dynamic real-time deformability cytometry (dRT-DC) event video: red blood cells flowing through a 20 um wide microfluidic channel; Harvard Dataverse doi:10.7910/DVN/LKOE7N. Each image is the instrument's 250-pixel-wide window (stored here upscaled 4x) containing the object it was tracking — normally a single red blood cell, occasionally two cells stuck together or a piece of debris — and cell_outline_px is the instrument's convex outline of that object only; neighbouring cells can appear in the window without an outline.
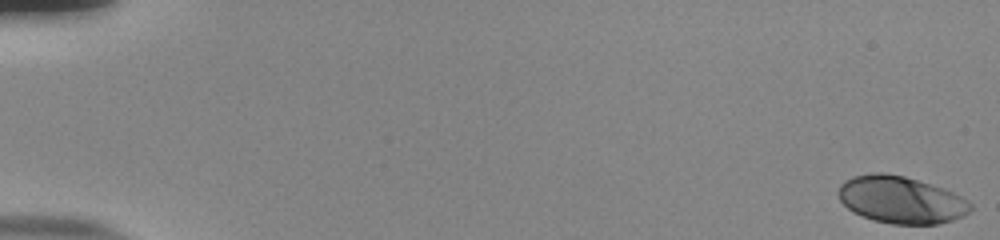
{"species": "human", "species_latin": "Homo sapiens", "temperature_condition": "room temperature", "stored_images_in_passage": 56, "camera_frame_rate_fps": 3000, "um_per_image_px": 0.085, "donor": {"sex": "male"}, "frame": {"image": 1, "passage_image": 1, "time_ms": 0.0, "image_size_px": [1000, 240], "cell_outline_px": [[972, 208], [964, 216], [952, 220], [936, 224], [892, 224], [872, 220], [852, 212], [840, 200], [836, 192], [840, 184], [844, 180], [852, 176], [872, 172], [884, 172], [904, 176], [944, 188], [968, 200], [972, 204]], "centroid_in_image_um": [76.55, 16.97], "position_along_channel_um": 8.5, "area_um2": 36.59}}
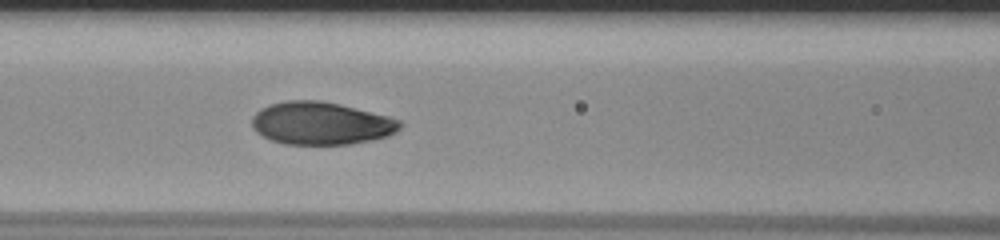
{"frame": {"image": 2, "passage_image": 26, "time_ms": 8.333, "image_size_px": [1000, 240], "cell_outline_px": [[404, 124], [396, 132], [388, 136], [372, 140], [352, 144], [284, 144], [272, 140], [256, 132], [252, 128], [252, 116], [260, 108], [272, 104], [288, 100], [320, 100], [340, 104], [388, 116], [400, 120]], "centroid_in_image_um": [27.3, 10.48], "position_along_channel_um": 139.3, "area_um2": 36.93}}
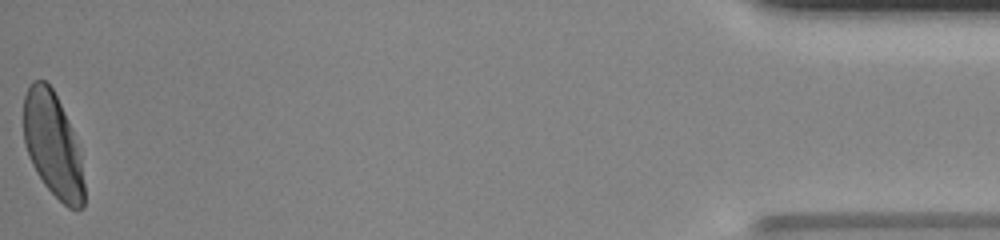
{"frame": {"image": 3, "passage_image": 56, "time_ms": 18.333, "image_size_px": [1000, 240], "cell_outline_px": [[84, 208], [68, 208], [44, 184], [36, 172], [28, 156], [24, 144], [24, 96], [32, 80], [44, 80], [52, 88], [64, 112], [72, 132], [80, 156], [84, 184]], "centroid_in_image_um": [4.47, 12.32], "position_along_channel_um": 430.7, "area_um2": 36.3}, "authors_computed_cell_mechanics": {"area_um2": 36.6163, "velocity_mm_per_s": 3.7698, "shape_relaxation_time_tau1_ms": 3.0588, "shape_relaxation_time_tau2_ms": null, "deformation_change_tau1": 0.1618, "deformation_change_tau2": null}}